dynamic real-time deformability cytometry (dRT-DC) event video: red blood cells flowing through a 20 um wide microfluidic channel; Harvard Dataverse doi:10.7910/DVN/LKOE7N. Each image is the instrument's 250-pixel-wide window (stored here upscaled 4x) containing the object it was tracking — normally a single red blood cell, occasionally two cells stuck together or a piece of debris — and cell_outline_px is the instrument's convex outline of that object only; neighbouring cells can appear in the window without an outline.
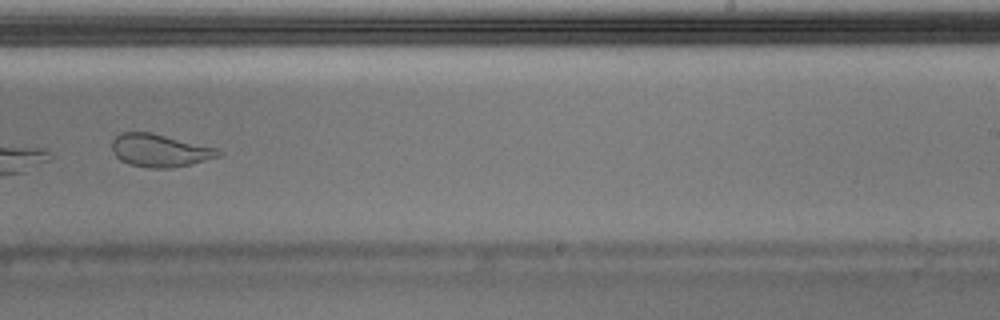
{"species": "Egyptian fruit bat (a non-hibernating species)", "species_latin": "Rousettus aegyptiacus", "temperature_condition": "warm", "stored_images_in_passage": 33, "camera_frame_rate_fps": 3000, "um_per_image_px": 0.085, "animal": {"sex": "male"}, "frame": {"image": 1, "passage_image": 19, "time_ms": 6.0, "image_size_px": [1000, 320], "cell_outline_px": [[224, 152], [220, 156], [172, 168], [152, 168], [128, 164], [120, 160], [116, 156], [112, 148], [112, 140], [120, 132], [152, 132], [216, 148]], "centroid_in_image_um": [13.56, 12.78], "position_along_channel_um": 275.4, "area_um2": 20.23}}